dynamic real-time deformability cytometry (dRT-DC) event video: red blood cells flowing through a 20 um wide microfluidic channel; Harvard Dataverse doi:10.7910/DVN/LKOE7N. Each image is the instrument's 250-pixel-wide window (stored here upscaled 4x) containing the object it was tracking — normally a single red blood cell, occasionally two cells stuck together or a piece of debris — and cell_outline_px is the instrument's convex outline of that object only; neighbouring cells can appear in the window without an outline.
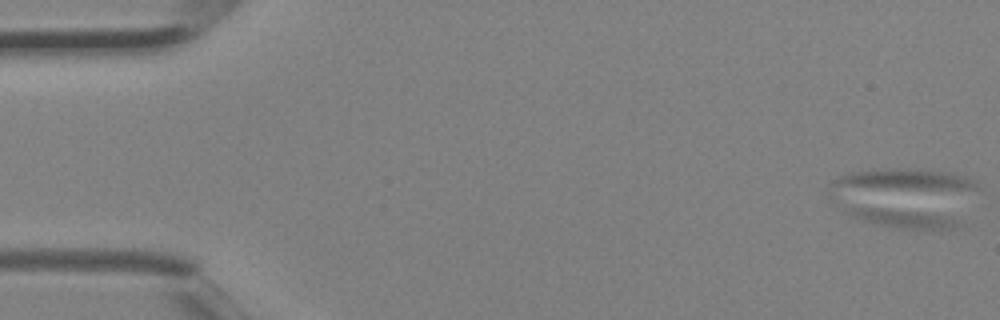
{"species": "Egyptian fruit bat (a non-hibernating species)", "species_latin": "Rousettus aegyptiacus", "temperature_condition": "room temperature", "stored_images_in_passage": 5, "camera_frame_rate_fps": 3000, "um_per_image_px": 0.085, "animal": {"sex": "female"}, "frame": {"image": 1, "passage_image": 1, "time_ms": 0.0, "image_size_px": [1000, 320], "cell_outline_px": [[968, 224], [964, 228], [940, 232], [900, 228], [880, 224], [864, 220], [852, 216], [844, 212], [848, 208], [880, 208], [924, 212], [948, 216]], "centroid_in_image_um": [77.13, 18.64], "position_along_channel_um": 7.9, "area_um2": 12.66}}